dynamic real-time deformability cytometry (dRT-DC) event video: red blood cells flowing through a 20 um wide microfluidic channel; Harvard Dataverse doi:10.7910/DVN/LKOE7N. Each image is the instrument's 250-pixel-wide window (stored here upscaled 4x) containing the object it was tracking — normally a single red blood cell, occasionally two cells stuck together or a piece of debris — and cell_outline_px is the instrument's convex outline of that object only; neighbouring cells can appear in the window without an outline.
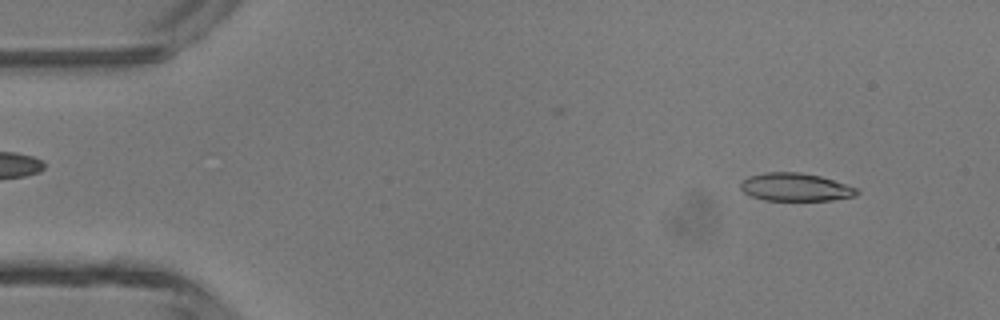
{"species": "common noctule bat (a hibernating species)", "species_latin": "Nyctalus noctula", "temperature_condition": "room temperature", "stored_images_in_passage": 13, "camera_frame_rate_fps": 3000, "um_per_image_px": 0.085, "animal": {"sex": "male", "body_mass_g": 13.3}, "frame": {"image": 1, "passage_image": 4, "time_ms": 1.0, "image_size_px": [1000, 320], "cell_outline_px": [[860, 192], [856, 196], [832, 200], [764, 200], [752, 196], [744, 192], [740, 188], [740, 184], [748, 176], [768, 172], [800, 172], [820, 176], [856, 188]], "centroid_in_image_um": [67.61, 15.91], "position_along_channel_um": 17.4, "area_um2": 18.79}}
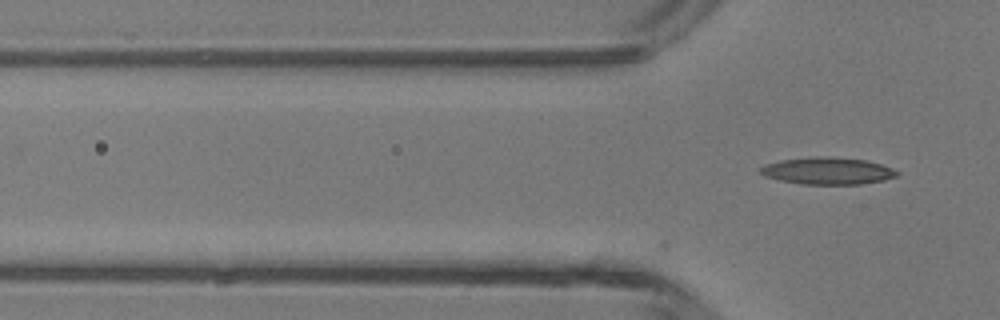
{"frame": {"image": 2, "passage_image": 13, "time_ms": 4.0, "image_size_px": [1000, 320], "cell_outline_px": [[900, 172], [896, 176], [884, 180], [860, 184], [800, 184], [780, 180], [764, 176], [760, 172], [760, 168], [764, 164], [780, 160], [812, 156], [828, 156], [864, 160], [880, 164], [892, 168]], "centroid_in_image_um": [70.32, 14.52], "position_along_channel_um": 55.5, "area_um2": 21.56}}